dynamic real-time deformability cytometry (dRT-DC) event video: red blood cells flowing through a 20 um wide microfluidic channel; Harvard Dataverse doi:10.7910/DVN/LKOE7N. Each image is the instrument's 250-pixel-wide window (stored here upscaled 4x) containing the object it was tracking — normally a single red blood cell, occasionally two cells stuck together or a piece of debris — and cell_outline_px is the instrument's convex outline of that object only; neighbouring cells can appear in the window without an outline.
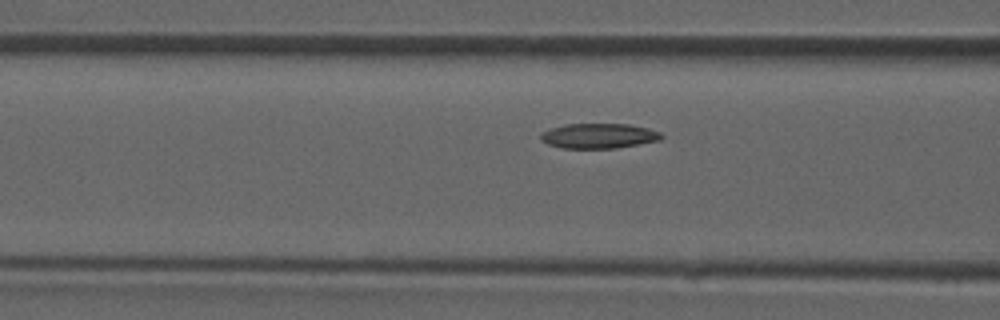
{"species": "common noctule bat (a hibernating species)", "species_latin": "Nyctalus noctula", "temperature_condition": "room temperature", "stored_images_in_passage": 35, "camera_frame_rate_fps": 3000, "um_per_image_px": 0.085, "animal": {"sex": "male", "forearm_length_mm": 52.5}, "frame": {"image": 1, "passage_image": 6, "time_ms": 1.667, "image_size_px": [1000, 320], "cell_outline_px": [[664, 136], [660, 140], [616, 148], [564, 148], [548, 144], [540, 140], [540, 136], [548, 128], [564, 124], [628, 124], [648, 128], [660, 132]], "centroid_in_image_um": [50.89, 11.54], "position_along_channel_um": 115.7, "area_um2": 17.57}}
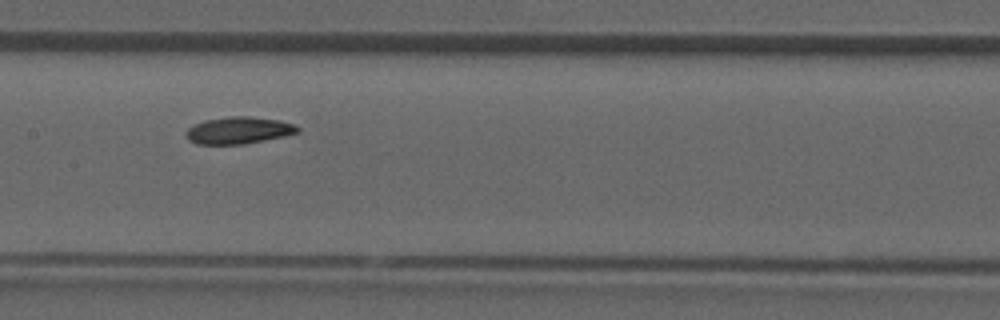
{"frame": {"image": 2, "passage_image": 11, "time_ms": 3.333, "image_size_px": [1000, 320], "cell_outline_px": [[300, 132], [284, 136], [244, 144], [196, 144], [188, 140], [184, 132], [188, 128], [204, 120], [228, 116], [248, 116], [280, 120], [296, 124], [300, 128]], "centroid_in_image_um": [20.3, 11.07], "position_along_channel_um": 187.1, "area_um2": 17.69}}